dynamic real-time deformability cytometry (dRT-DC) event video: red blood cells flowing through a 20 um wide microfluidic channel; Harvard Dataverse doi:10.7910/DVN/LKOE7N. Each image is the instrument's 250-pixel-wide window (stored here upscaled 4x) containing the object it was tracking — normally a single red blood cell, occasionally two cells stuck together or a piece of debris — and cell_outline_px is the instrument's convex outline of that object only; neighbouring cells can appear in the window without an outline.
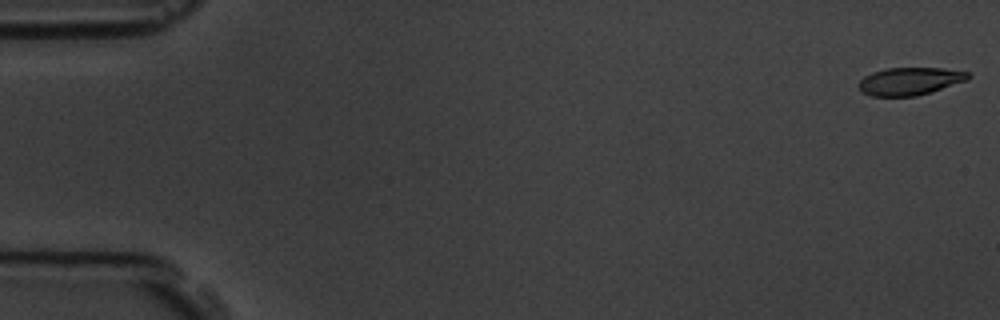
{"species": "common noctule bat (a hibernating species)", "species_latin": "Nyctalus noctula", "temperature_condition": "room temperature", "stored_images_in_passage": 9, "camera_frame_rate_fps": 3000, "um_per_image_px": 0.085, "animal": {"sex": "male", "body_mass_g": 19.5, "forearm_length_mm": 54.6}, "frame": {"image": 1, "passage_image": 1, "time_ms": 0.0, "image_size_px": [1000, 320], "cell_outline_px": [[972, 76], [968, 80], [916, 96], [872, 96], [864, 92], [856, 84], [864, 76], [872, 72], [888, 68], [940, 68], [972, 72]], "centroid_in_image_um": [77.36, 6.89], "position_along_channel_um": 7.6, "area_um2": 17.63}}
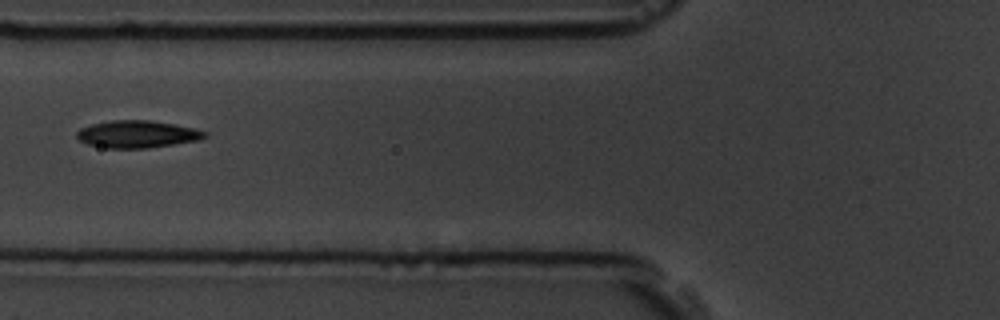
{"frame": {"image": 2, "passage_image": 7, "time_ms": 7.0, "image_size_px": [1000, 320], "cell_outline_px": [[208, 136], [200, 140], [148, 148], [108, 148], [88, 144], [80, 140], [76, 136], [76, 132], [80, 128], [92, 124], [112, 120], [152, 120], [176, 124], [196, 128], [208, 132]], "centroid_in_image_um": [11.72, 11.4], "position_along_channel_um": 114.1, "area_um2": 20.52}}
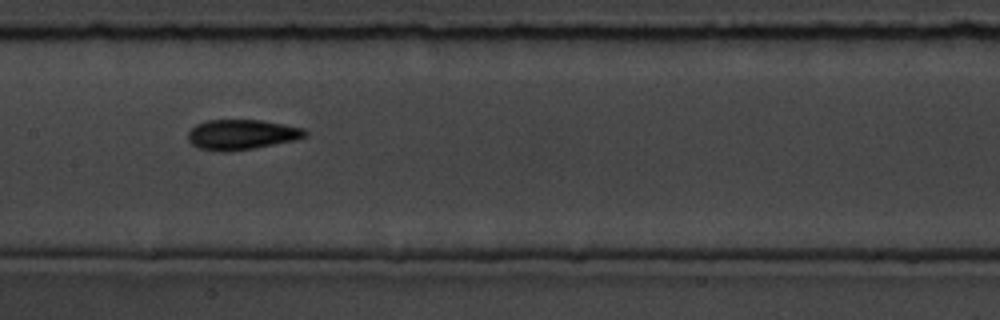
{"frame": {"image": 3, "passage_image": 9, "time_ms": 9.0, "image_size_px": [1000, 320], "cell_outline_px": [[308, 136], [296, 140], [252, 148], [228, 152], [220, 152], [200, 148], [192, 144], [188, 140], [188, 132], [196, 124], [208, 120], [260, 120], [284, 124], [304, 128], [308, 132]], "centroid_in_image_um": [20.56, 11.44], "position_along_channel_um": 186.8, "area_um2": 20.58}}